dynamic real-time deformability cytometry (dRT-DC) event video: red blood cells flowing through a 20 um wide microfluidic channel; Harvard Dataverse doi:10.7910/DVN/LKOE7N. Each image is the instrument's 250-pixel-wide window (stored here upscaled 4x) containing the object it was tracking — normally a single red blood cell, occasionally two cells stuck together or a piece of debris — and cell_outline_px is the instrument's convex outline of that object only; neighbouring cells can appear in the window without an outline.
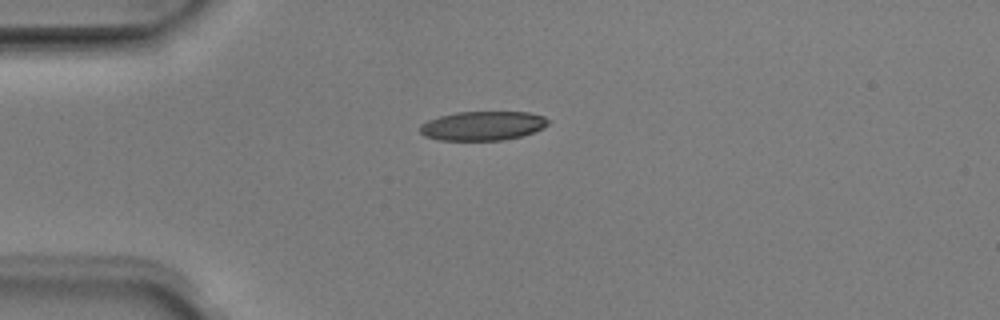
{"species": "Egyptian fruit bat (a non-hibernating species)", "species_latin": "Rousettus aegyptiacus", "temperature_condition": "room temperature", "stored_images_in_passage": 33, "camera_frame_rate_fps": 3000, "um_per_image_px": 0.085, "animal": {"sex": "male"}, "frame": {"image": 1, "passage_image": 1, "time_ms": 0.0, "image_size_px": [1000, 320], "cell_outline_px": [[552, 120], [544, 128], [520, 136], [504, 140], [440, 140], [424, 136], [420, 132], [420, 124], [428, 120], [440, 116], [456, 112], [528, 112], [544, 116]], "centroid_in_image_um": [41.05, 10.69], "position_along_channel_um": 44.0, "area_um2": 21.85}}
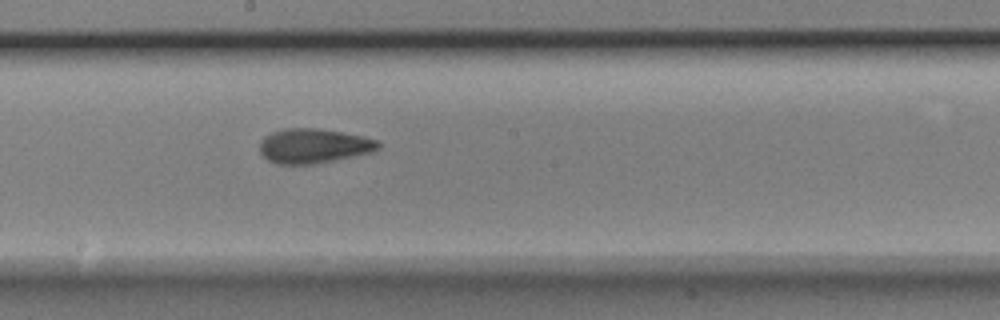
{"frame": {"image": 2, "passage_image": 16, "time_ms": 5.0, "image_size_px": [1000, 320], "cell_outline_px": [[380, 148], [376, 152], [316, 164], [276, 164], [268, 160], [260, 152], [260, 140], [264, 136], [272, 132], [284, 128], [316, 128], [364, 136], [380, 140]], "centroid_in_image_um": [26.7, 12.41], "position_along_channel_um": 221.5, "area_um2": 24.28}}
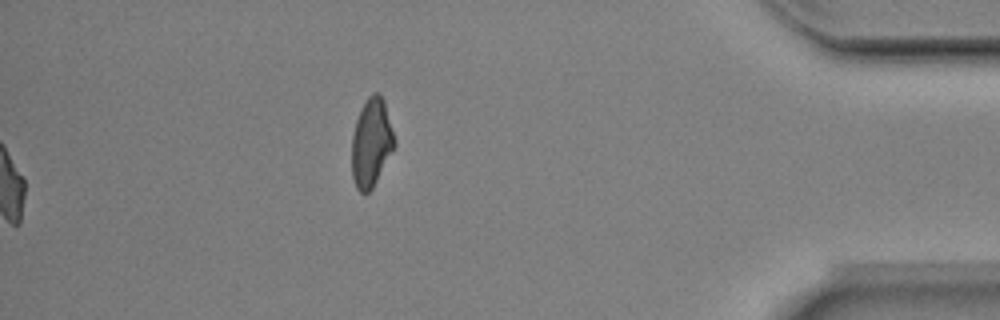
{"frame": {"image": 3, "passage_image": 33, "time_ms": 10.667, "image_size_px": [1000, 320], "cell_outline_px": [[396, 144], [372, 188], [368, 192], [360, 192], [356, 188], [352, 176], [352, 136], [356, 120], [368, 96], [372, 92], [380, 92], [384, 100], [396, 140]], "centroid_in_image_um": [31.57, 12.1], "position_along_channel_um": 403.6, "area_um2": 21.85}, "authors_computed_cell_mechanics": {"area_um2": 22.9466, "velocity_mm_per_s": 3.9734, "shape_relaxation_time_tau1_ms": 3.7917, "shape_relaxation_time_tau2_ms": 1.8641, "deformation_change_tau1": 0.1453, "deformation_change_tau2": 0.0964}}